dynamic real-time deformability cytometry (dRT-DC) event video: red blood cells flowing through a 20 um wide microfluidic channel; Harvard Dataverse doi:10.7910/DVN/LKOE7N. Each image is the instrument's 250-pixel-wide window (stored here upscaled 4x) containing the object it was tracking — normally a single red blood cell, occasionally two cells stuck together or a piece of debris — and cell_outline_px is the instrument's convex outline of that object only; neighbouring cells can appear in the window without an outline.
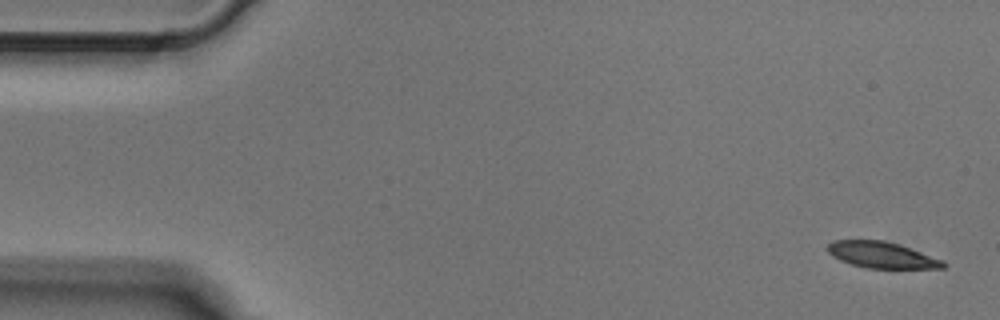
{"species": "Egyptian fruit bat (a non-hibernating species)", "species_latin": "Rousettus aegyptiacus", "temperature_condition": "cold", "stored_images_in_passage": 6, "camera_frame_rate_fps": 3000, "um_per_image_px": 0.085, "animal": {"sex": "male"}, "frame": {"image": 1, "passage_image": 1, "time_ms": 0.0, "image_size_px": [1000, 320], "cell_outline_px": [[948, 264], [944, 268], [864, 268], [840, 260], [832, 256], [828, 252], [828, 244], [832, 240], [884, 240], [900, 244], [944, 260]], "centroid_in_image_um": [74.98, 21.67], "position_along_channel_um": 10.0, "area_um2": 17.8}}
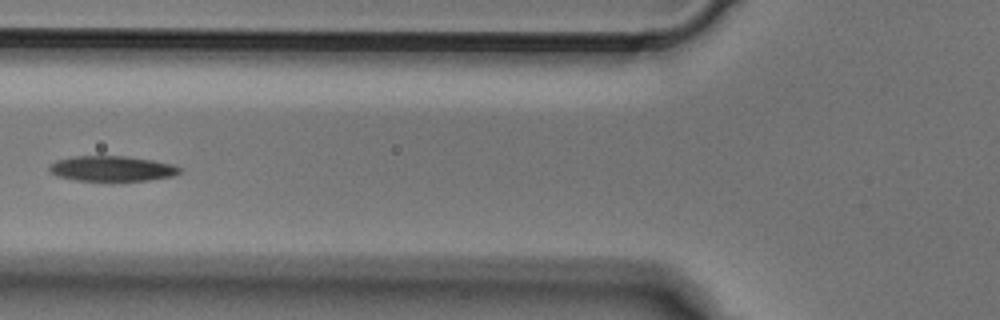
{"frame": {"image": 2, "passage_image": 5, "time_ms": 1.333, "image_size_px": [1000, 320], "cell_outline_px": [[180, 172], [172, 176], [148, 180], [112, 184], [76, 180], [56, 176], [48, 172], [48, 168], [56, 160], [72, 156], [124, 156], [152, 160], [172, 164], [180, 168]], "centroid_in_image_um": [9.46, 14.38], "position_along_channel_um": 116.3, "area_um2": 20.06}}
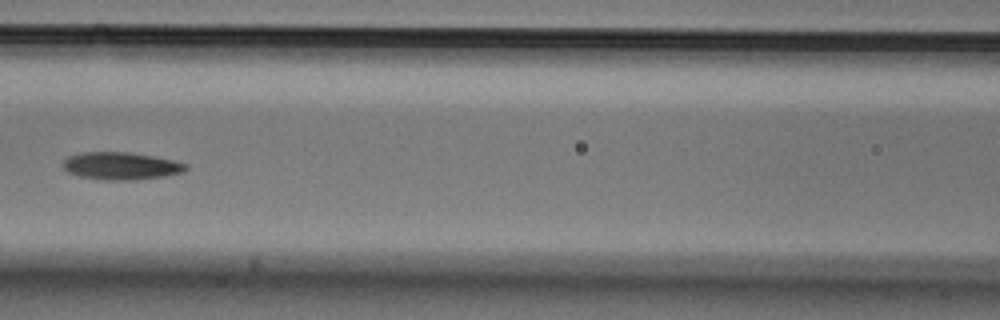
{"frame": {"image": 3, "passage_image": 6, "time_ms": 1.667, "image_size_px": [1000, 320], "cell_outline_px": [[188, 168], [184, 172], [164, 176], [136, 180], [104, 180], [80, 176], [68, 172], [64, 168], [64, 160], [68, 156], [80, 152], [132, 152], [172, 160], [188, 164]], "centroid_in_image_um": [10.3, 14.1], "position_along_channel_um": 156.3, "area_um2": 19.71}}